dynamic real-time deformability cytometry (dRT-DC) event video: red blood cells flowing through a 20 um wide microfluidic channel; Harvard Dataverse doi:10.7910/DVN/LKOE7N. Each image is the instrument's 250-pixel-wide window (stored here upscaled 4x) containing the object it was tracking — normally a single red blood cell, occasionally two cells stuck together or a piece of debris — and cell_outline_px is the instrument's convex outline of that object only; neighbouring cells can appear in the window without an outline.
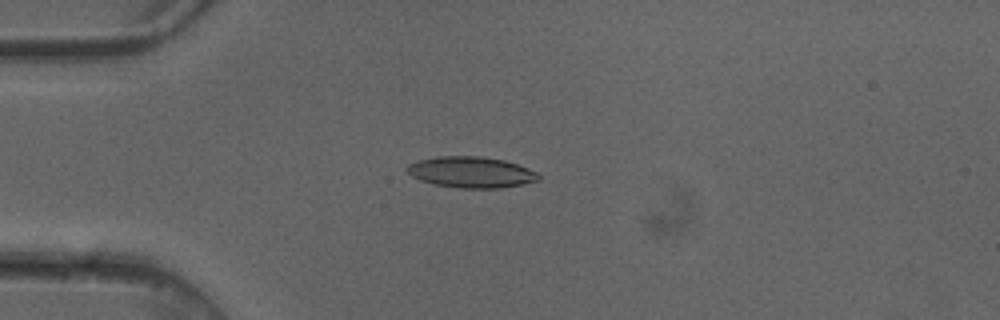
{"species": "common noctule bat (a hibernating species)", "species_latin": "Nyctalus noctula", "temperature_condition": "cold", "stored_images_in_passage": 5, "camera_frame_rate_fps": 3000, "um_per_image_px": 0.085, "animal": {"sex": "female"}, "frame": {"image": 1, "passage_image": 4, "time_ms": 1.0, "image_size_px": [1000, 320], "cell_outline_px": [[540, 180], [524, 184], [500, 188], [460, 188], [436, 184], [420, 180], [412, 176], [404, 168], [408, 164], [420, 160], [436, 156], [480, 156], [504, 160], [528, 168], [536, 172], [540, 176]], "centroid_in_image_um": [40.05, 14.63], "position_along_channel_um": 44.9, "area_um2": 23.76}}